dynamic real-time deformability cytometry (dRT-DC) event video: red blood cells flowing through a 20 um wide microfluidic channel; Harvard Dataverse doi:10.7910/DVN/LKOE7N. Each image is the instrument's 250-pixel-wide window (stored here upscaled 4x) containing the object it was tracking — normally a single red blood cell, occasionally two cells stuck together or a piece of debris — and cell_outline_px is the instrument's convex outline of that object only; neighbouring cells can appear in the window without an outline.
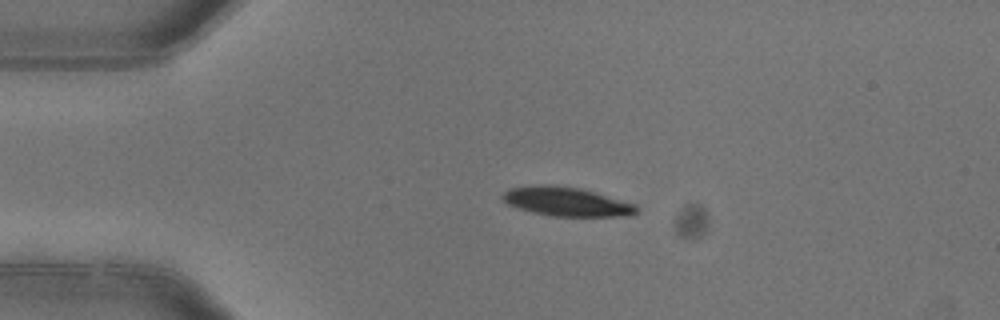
{"species": "common noctule bat (a hibernating species)", "species_latin": "Nyctalus noctula", "temperature_condition": "warm", "stored_images_in_passage": 2, "camera_frame_rate_fps": 3000, "um_per_image_px": 0.085, "animal": {"sex": "female"}, "frame": {"image": 1, "passage_image": 2, "time_ms": 0.333, "image_size_px": [1000, 320], "cell_outline_px": [[640, 208], [636, 212], [628, 216], [552, 216], [532, 212], [508, 204], [500, 196], [508, 188], [544, 184], [548, 184], [580, 188], [636, 204]], "centroid_in_image_um": [48.16, 17.13], "position_along_channel_um": 36.8, "area_um2": 22.54}}